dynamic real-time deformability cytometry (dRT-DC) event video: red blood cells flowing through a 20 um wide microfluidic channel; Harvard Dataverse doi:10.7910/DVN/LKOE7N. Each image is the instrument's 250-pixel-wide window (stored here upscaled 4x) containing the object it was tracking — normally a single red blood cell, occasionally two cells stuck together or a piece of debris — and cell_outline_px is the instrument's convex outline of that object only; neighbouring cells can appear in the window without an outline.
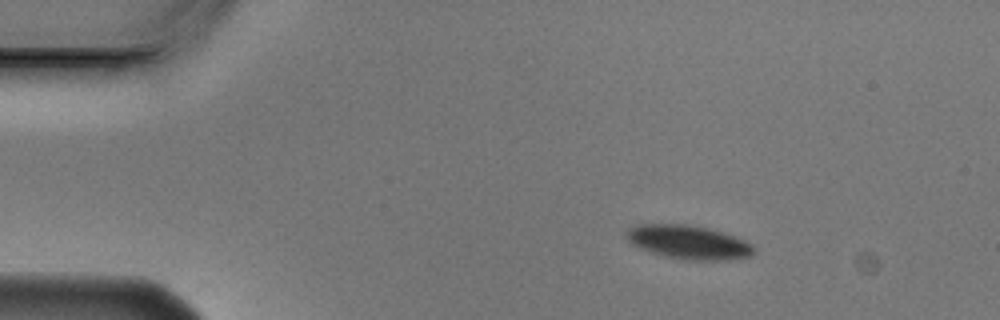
{"species": "Egyptian fruit bat (a non-hibernating species)", "species_latin": "Rousettus aegyptiacus", "temperature_condition": "cold", "stored_images_in_passage": 4, "camera_frame_rate_fps": 3000, "um_per_image_px": 0.085, "animal": {"sex": "male"}, "frame": {"image": 1, "passage_image": 2, "time_ms": 0.333, "image_size_px": [1000, 320], "cell_outline_px": [[756, 252], [752, 256], [724, 260], [684, 260], [664, 256], [640, 248], [632, 244], [624, 236], [628, 228], [636, 224], [692, 224], [708, 228], [736, 236], [752, 244], [756, 248]], "centroid_in_image_um": [58.54, 20.58], "position_along_channel_um": 26.5, "area_um2": 25.43}}